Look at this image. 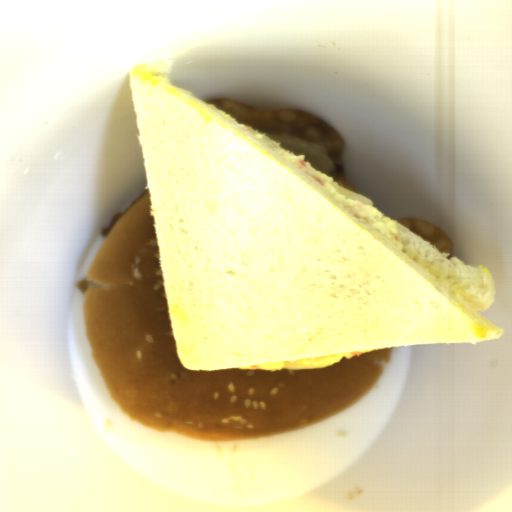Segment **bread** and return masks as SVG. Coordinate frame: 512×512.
I'll return each instance as SVG.
<instances>
[{"label":"bread","mask_w":512,"mask_h":512,"mask_svg":"<svg viewBox=\"0 0 512 512\" xmlns=\"http://www.w3.org/2000/svg\"><path fill=\"white\" fill-rule=\"evenodd\" d=\"M175 345L220 371L502 337L486 267L168 77L129 72Z\"/></svg>","instance_id":"bread-1"},{"label":"bread","mask_w":512,"mask_h":512,"mask_svg":"<svg viewBox=\"0 0 512 512\" xmlns=\"http://www.w3.org/2000/svg\"><path fill=\"white\" fill-rule=\"evenodd\" d=\"M85 327L114 402L177 437L262 439L313 424L369 390L392 347L322 368L189 370L179 358L150 191L110 230L87 274Z\"/></svg>","instance_id":"bread-2"}]
</instances>
